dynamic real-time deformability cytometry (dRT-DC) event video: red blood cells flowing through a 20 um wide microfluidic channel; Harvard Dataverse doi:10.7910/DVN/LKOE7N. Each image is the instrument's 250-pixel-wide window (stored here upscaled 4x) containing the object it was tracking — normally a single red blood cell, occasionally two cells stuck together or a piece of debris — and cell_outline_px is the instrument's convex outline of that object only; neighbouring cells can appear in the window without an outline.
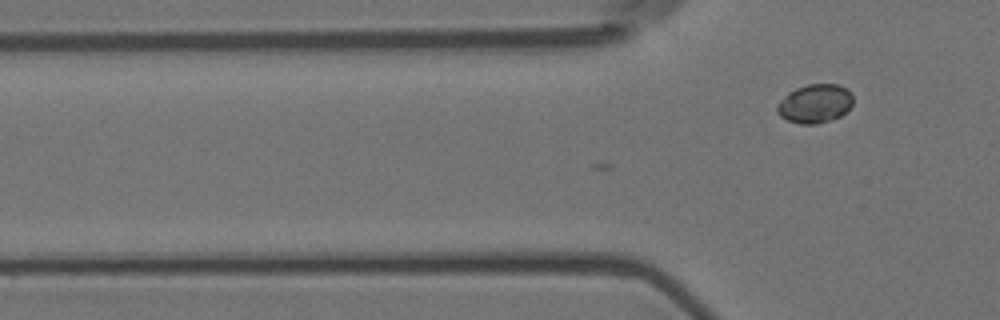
{"species": "Egyptian fruit bat (a non-hibernating species)", "species_latin": "Rousettus aegyptiacus", "temperature_condition": "room temperature", "stored_images_in_passage": 4, "camera_frame_rate_fps": 3000, "um_per_image_px": 0.085, "animal": {"sex": "female"}, "frame": {"image": 1, "passage_image": 4, "time_ms": 1.0, "image_size_px": [1000, 320], "cell_outline_px": [[852, 104], [840, 116], [832, 120], [816, 124], [800, 124], [788, 120], [780, 116], [776, 112], [776, 108], [780, 100], [788, 92], [796, 88], [808, 84], [836, 84], [844, 88], [852, 96]], "centroid_in_image_um": [69.23, 8.81], "position_along_channel_um": 56.6, "area_um2": 16.99}}